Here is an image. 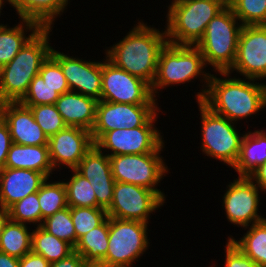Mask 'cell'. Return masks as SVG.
Segmentation results:
<instances>
[{
	"instance_id": "ee69618b",
	"label": "cell",
	"mask_w": 266,
	"mask_h": 267,
	"mask_svg": "<svg viewBox=\"0 0 266 267\" xmlns=\"http://www.w3.org/2000/svg\"><path fill=\"white\" fill-rule=\"evenodd\" d=\"M260 189L266 193V162L256 168L249 176H248Z\"/></svg>"
},
{
	"instance_id": "f546056e",
	"label": "cell",
	"mask_w": 266,
	"mask_h": 267,
	"mask_svg": "<svg viewBox=\"0 0 266 267\" xmlns=\"http://www.w3.org/2000/svg\"><path fill=\"white\" fill-rule=\"evenodd\" d=\"M68 181L63 179L66 188L68 207H97V200L91 183L76 169H71Z\"/></svg>"
},
{
	"instance_id": "484cf974",
	"label": "cell",
	"mask_w": 266,
	"mask_h": 267,
	"mask_svg": "<svg viewBox=\"0 0 266 267\" xmlns=\"http://www.w3.org/2000/svg\"><path fill=\"white\" fill-rule=\"evenodd\" d=\"M244 229L248 230L239 240L233 236H228L227 239L259 267H266V219Z\"/></svg>"
},
{
	"instance_id": "7c38bea8",
	"label": "cell",
	"mask_w": 266,
	"mask_h": 267,
	"mask_svg": "<svg viewBox=\"0 0 266 267\" xmlns=\"http://www.w3.org/2000/svg\"><path fill=\"white\" fill-rule=\"evenodd\" d=\"M165 202L155 191L131 183L115 182L113 199L106 210L108 217L136 220L149 224L151 213Z\"/></svg>"
},
{
	"instance_id": "8d00e7d4",
	"label": "cell",
	"mask_w": 266,
	"mask_h": 267,
	"mask_svg": "<svg viewBox=\"0 0 266 267\" xmlns=\"http://www.w3.org/2000/svg\"><path fill=\"white\" fill-rule=\"evenodd\" d=\"M75 169L81 175L112 174L109 156L95 145L85 154Z\"/></svg>"
},
{
	"instance_id": "ffe728a7",
	"label": "cell",
	"mask_w": 266,
	"mask_h": 267,
	"mask_svg": "<svg viewBox=\"0 0 266 267\" xmlns=\"http://www.w3.org/2000/svg\"><path fill=\"white\" fill-rule=\"evenodd\" d=\"M98 100L69 91L59 96L55 103L64 123L70 127H80L91 132L96 118Z\"/></svg>"
},
{
	"instance_id": "836d02e7",
	"label": "cell",
	"mask_w": 266,
	"mask_h": 267,
	"mask_svg": "<svg viewBox=\"0 0 266 267\" xmlns=\"http://www.w3.org/2000/svg\"><path fill=\"white\" fill-rule=\"evenodd\" d=\"M231 9L243 26L266 25V0H233Z\"/></svg>"
},
{
	"instance_id": "f35d334b",
	"label": "cell",
	"mask_w": 266,
	"mask_h": 267,
	"mask_svg": "<svg viewBox=\"0 0 266 267\" xmlns=\"http://www.w3.org/2000/svg\"><path fill=\"white\" fill-rule=\"evenodd\" d=\"M39 74L45 84L54 88L60 95L70 91L60 64L51 55L42 63Z\"/></svg>"
},
{
	"instance_id": "4316f807",
	"label": "cell",
	"mask_w": 266,
	"mask_h": 267,
	"mask_svg": "<svg viewBox=\"0 0 266 267\" xmlns=\"http://www.w3.org/2000/svg\"><path fill=\"white\" fill-rule=\"evenodd\" d=\"M28 227L9 219L0 237V251L18 259L31 252L32 232Z\"/></svg>"
},
{
	"instance_id": "c3c4849f",
	"label": "cell",
	"mask_w": 266,
	"mask_h": 267,
	"mask_svg": "<svg viewBox=\"0 0 266 267\" xmlns=\"http://www.w3.org/2000/svg\"><path fill=\"white\" fill-rule=\"evenodd\" d=\"M6 2L10 6H12V0H0V17H1V12H2L1 10H3L2 8H4L3 6H5ZM0 25H2V23H0Z\"/></svg>"
},
{
	"instance_id": "7dc6e473",
	"label": "cell",
	"mask_w": 266,
	"mask_h": 267,
	"mask_svg": "<svg viewBox=\"0 0 266 267\" xmlns=\"http://www.w3.org/2000/svg\"><path fill=\"white\" fill-rule=\"evenodd\" d=\"M212 2H217L220 4L223 8L231 7L233 0H207Z\"/></svg>"
},
{
	"instance_id": "603a6c76",
	"label": "cell",
	"mask_w": 266,
	"mask_h": 267,
	"mask_svg": "<svg viewBox=\"0 0 266 267\" xmlns=\"http://www.w3.org/2000/svg\"><path fill=\"white\" fill-rule=\"evenodd\" d=\"M265 162L266 129L245 132L238 159L232 168L238 176H249Z\"/></svg>"
},
{
	"instance_id": "d590c367",
	"label": "cell",
	"mask_w": 266,
	"mask_h": 267,
	"mask_svg": "<svg viewBox=\"0 0 266 267\" xmlns=\"http://www.w3.org/2000/svg\"><path fill=\"white\" fill-rule=\"evenodd\" d=\"M59 96L60 94L45 84L40 74H37L31 81L27 93L19 102L27 107L55 104Z\"/></svg>"
},
{
	"instance_id": "3957f363",
	"label": "cell",
	"mask_w": 266,
	"mask_h": 267,
	"mask_svg": "<svg viewBox=\"0 0 266 267\" xmlns=\"http://www.w3.org/2000/svg\"><path fill=\"white\" fill-rule=\"evenodd\" d=\"M204 69L206 70V65L196 45H176L167 42L160 50L156 74L151 85L154 98L159 97L160 90L162 92L166 87L193 82L199 78L202 81V89L195 94V98L196 102H202L211 75V72L206 73L207 70Z\"/></svg>"
},
{
	"instance_id": "60d3db41",
	"label": "cell",
	"mask_w": 266,
	"mask_h": 267,
	"mask_svg": "<svg viewBox=\"0 0 266 267\" xmlns=\"http://www.w3.org/2000/svg\"><path fill=\"white\" fill-rule=\"evenodd\" d=\"M12 143L8 125L0 116V170L5 168L7 154Z\"/></svg>"
},
{
	"instance_id": "e0dca14e",
	"label": "cell",
	"mask_w": 266,
	"mask_h": 267,
	"mask_svg": "<svg viewBox=\"0 0 266 267\" xmlns=\"http://www.w3.org/2000/svg\"><path fill=\"white\" fill-rule=\"evenodd\" d=\"M93 145L91 132L80 127L67 126L52 135L48 140V148L54 170H61L62 166L75 169Z\"/></svg>"
},
{
	"instance_id": "1f68e13d",
	"label": "cell",
	"mask_w": 266,
	"mask_h": 267,
	"mask_svg": "<svg viewBox=\"0 0 266 267\" xmlns=\"http://www.w3.org/2000/svg\"><path fill=\"white\" fill-rule=\"evenodd\" d=\"M7 213L9 219L13 222L34 225V227L41 226V209L39 206L38 192L32 193L14 203L7 209Z\"/></svg>"
},
{
	"instance_id": "8fae6325",
	"label": "cell",
	"mask_w": 266,
	"mask_h": 267,
	"mask_svg": "<svg viewBox=\"0 0 266 267\" xmlns=\"http://www.w3.org/2000/svg\"><path fill=\"white\" fill-rule=\"evenodd\" d=\"M151 85L139 77L102 61V93L100 101L135 105H159Z\"/></svg>"
},
{
	"instance_id": "4dcf8cb0",
	"label": "cell",
	"mask_w": 266,
	"mask_h": 267,
	"mask_svg": "<svg viewBox=\"0 0 266 267\" xmlns=\"http://www.w3.org/2000/svg\"><path fill=\"white\" fill-rule=\"evenodd\" d=\"M42 227L55 237L76 246V231L71 217V207H66L44 219Z\"/></svg>"
},
{
	"instance_id": "7bdbcfd3",
	"label": "cell",
	"mask_w": 266,
	"mask_h": 267,
	"mask_svg": "<svg viewBox=\"0 0 266 267\" xmlns=\"http://www.w3.org/2000/svg\"><path fill=\"white\" fill-rule=\"evenodd\" d=\"M20 267H49L50 263L41 255L32 251L19 259Z\"/></svg>"
},
{
	"instance_id": "2e32d148",
	"label": "cell",
	"mask_w": 266,
	"mask_h": 267,
	"mask_svg": "<svg viewBox=\"0 0 266 267\" xmlns=\"http://www.w3.org/2000/svg\"><path fill=\"white\" fill-rule=\"evenodd\" d=\"M50 55L60 64L70 91L90 96L98 101L102 93V62L86 61L69 53L51 49Z\"/></svg>"
},
{
	"instance_id": "d4e9b609",
	"label": "cell",
	"mask_w": 266,
	"mask_h": 267,
	"mask_svg": "<svg viewBox=\"0 0 266 267\" xmlns=\"http://www.w3.org/2000/svg\"><path fill=\"white\" fill-rule=\"evenodd\" d=\"M109 217L83 235L74 247L90 267H98L106 258L109 242Z\"/></svg>"
},
{
	"instance_id": "e575fe53",
	"label": "cell",
	"mask_w": 266,
	"mask_h": 267,
	"mask_svg": "<svg viewBox=\"0 0 266 267\" xmlns=\"http://www.w3.org/2000/svg\"><path fill=\"white\" fill-rule=\"evenodd\" d=\"M29 108L48 138L67 127L55 104L36 105Z\"/></svg>"
},
{
	"instance_id": "ba28073f",
	"label": "cell",
	"mask_w": 266,
	"mask_h": 267,
	"mask_svg": "<svg viewBox=\"0 0 266 267\" xmlns=\"http://www.w3.org/2000/svg\"><path fill=\"white\" fill-rule=\"evenodd\" d=\"M148 225L141 221L109 217L108 250L98 267L134 266L133 263L140 260L150 246Z\"/></svg>"
},
{
	"instance_id": "9c48e42d",
	"label": "cell",
	"mask_w": 266,
	"mask_h": 267,
	"mask_svg": "<svg viewBox=\"0 0 266 267\" xmlns=\"http://www.w3.org/2000/svg\"><path fill=\"white\" fill-rule=\"evenodd\" d=\"M164 148L165 142L152 153L109 156L114 180L155 191L165 201L164 191L157 187L169 173L165 159L161 156Z\"/></svg>"
},
{
	"instance_id": "8992f818",
	"label": "cell",
	"mask_w": 266,
	"mask_h": 267,
	"mask_svg": "<svg viewBox=\"0 0 266 267\" xmlns=\"http://www.w3.org/2000/svg\"><path fill=\"white\" fill-rule=\"evenodd\" d=\"M167 7V42L176 45H196L208 23L223 9L207 0H172Z\"/></svg>"
},
{
	"instance_id": "7402d4cb",
	"label": "cell",
	"mask_w": 266,
	"mask_h": 267,
	"mask_svg": "<svg viewBox=\"0 0 266 267\" xmlns=\"http://www.w3.org/2000/svg\"><path fill=\"white\" fill-rule=\"evenodd\" d=\"M19 19V23L13 27L8 24L0 25V68L11 62L24 45L42 28L36 21Z\"/></svg>"
},
{
	"instance_id": "f1b7e54d",
	"label": "cell",
	"mask_w": 266,
	"mask_h": 267,
	"mask_svg": "<svg viewBox=\"0 0 266 267\" xmlns=\"http://www.w3.org/2000/svg\"><path fill=\"white\" fill-rule=\"evenodd\" d=\"M38 199L41 209V226L44 219L68 207L66 188L60 179L59 181H49L47 178L38 191Z\"/></svg>"
},
{
	"instance_id": "5bb4252c",
	"label": "cell",
	"mask_w": 266,
	"mask_h": 267,
	"mask_svg": "<svg viewBox=\"0 0 266 267\" xmlns=\"http://www.w3.org/2000/svg\"><path fill=\"white\" fill-rule=\"evenodd\" d=\"M247 79L266 80V25L243 26L236 58L229 73Z\"/></svg>"
},
{
	"instance_id": "4fadbf2b",
	"label": "cell",
	"mask_w": 266,
	"mask_h": 267,
	"mask_svg": "<svg viewBox=\"0 0 266 267\" xmlns=\"http://www.w3.org/2000/svg\"><path fill=\"white\" fill-rule=\"evenodd\" d=\"M260 192L263 191L248 176H238L227 184L225 194L222 195V208L227 221L246 228L265 220L264 215L258 213L262 204Z\"/></svg>"
},
{
	"instance_id": "ab89813d",
	"label": "cell",
	"mask_w": 266,
	"mask_h": 267,
	"mask_svg": "<svg viewBox=\"0 0 266 267\" xmlns=\"http://www.w3.org/2000/svg\"><path fill=\"white\" fill-rule=\"evenodd\" d=\"M224 267H259L245 255L230 239L226 241ZM216 264L209 267H215Z\"/></svg>"
},
{
	"instance_id": "6da1fadb",
	"label": "cell",
	"mask_w": 266,
	"mask_h": 267,
	"mask_svg": "<svg viewBox=\"0 0 266 267\" xmlns=\"http://www.w3.org/2000/svg\"><path fill=\"white\" fill-rule=\"evenodd\" d=\"M215 73L216 75H210L208 88L202 100L213 113L238 123L266 108L265 82L232 77L229 72Z\"/></svg>"
},
{
	"instance_id": "bcb514c9",
	"label": "cell",
	"mask_w": 266,
	"mask_h": 267,
	"mask_svg": "<svg viewBox=\"0 0 266 267\" xmlns=\"http://www.w3.org/2000/svg\"><path fill=\"white\" fill-rule=\"evenodd\" d=\"M8 220L9 216L7 210H3L2 208H0V237L3 232V228Z\"/></svg>"
},
{
	"instance_id": "52a82bcc",
	"label": "cell",
	"mask_w": 266,
	"mask_h": 267,
	"mask_svg": "<svg viewBox=\"0 0 266 267\" xmlns=\"http://www.w3.org/2000/svg\"><path fill=\"white\" fill-rule=\"evenodd\" d=\"M201 120L200 150L207 156L233 167L238 159L245 133L236 128L237 123L213 113L202 102H197Z\"/></svg>"
},
{
	"instance_id": "cb8c5ba5",
	"label": "cell",
	"mask_w": 266,
	"mask_h": 267,
	"mask_svg": "<svg viewBox=\"0 0 266 267\" xmlns=\"http://www.w3.org/2000/svg\"><path fill=\"white\" fill-rule=\"evenodd\" d=\"M68 4L70 0H12L19 18L36 21L42 27H53L55 19L61 17Z\"/></svg>"
},
{
	"instance_id": "30bf717a",
	"label": "cell",
	"mask_w": 266,
	"mask_h": 267,
	"mask_svg": "<svg viewBox=\"0 0 266 267\" xmlns=\"http://www.w3.org/2000/svg\"><path fill=\"white\" fill-rule=\"evenodd\" d=\"M159 112L160 109L143 126L105 132L94 145L108 156L155 152L165 141L154 125Z\"/></svg>"
},
{
	"instance_id": "ac0fdd59",
	"label": "cell",
	"mask_w": 266,
	"mask_h": 267,
	"mask_svg": "<svg viewBox=\"0 0 266 267\" xmlns=\"http://www.w3.org/2000/svg\"><path fill=\"white\" fill-rule=\"evenodd\" d=\"M0 116L8 125L13 143L48 145L49 138L35 121L29 107L20 102H3L0 103Z\"/></svg>"
},
{
	"instance_id": "44dd1931",
	"label": "cell",
	"mask_w": 266,
	"mask_h": 267,
	"mask_svg": "<svg viewBox=\"0 0 266 267\" xmlns=\"http://www.w3.org/2000/svg\"><path fill=\"white\" fill-rule=\"evenodd\" d=\"M5 167L33 170L43 173L47 178H52L55 171L51 164L48 145L27 146L12 143Z\"/></svg>"
},
{
	"instance_id": "7a4b0ae2",
	"label": "cell",
	"mask_w": 266,
	"mask_h": 267,
	"mask_svg": "<svg viewBox=\"0 0 266 267\" xmlns=\"http://www.w3.org/2000/svg\"><path fill=\"white\" fill-rule=\"evenodd\" d=\"M163 30L138 19L123 39L104 50L105 58L152 85L160 50L167 43L166 30Z\"/></svg>"
},
{
	"instance_id": "d6a6232c",
	"label": "cell",
	"mask_w": 266,
	"mask_h": 267,
	"mask_svg": "<svg viewBox=\"0 0 266 267\" xmlns=\"http://www.w3.org/2000/svg\"><path fill=\"white\" fill-rule=\"evenodd\" d=\"M71 217L76 231V244L78 240L101 225L107 218V211L97 207H71Z\"/></svg>"
},
{
	"instance_id": "9a60e30c",
	"label": "cell",
	"mask_w": 266,
	"mask_h": 267,
	"mask_svg": "<svg viewBox=\"0 0 266 267\" xmlns=\"http://www.w3.org/2000/svg\"><path fill=\"white\" fill-rule=\"evenodd\" d=\"M159 105L122 104L98 101L96 118L91 130L95 143L105 132L143 126L159 109Z\"/></svg>"
},
{
	"instance_id": "277c9868",
	"label": "cell",
	"mask_w": 266,
	"mask_h": 267,
	"mask_svg": "<svg viewBox=\"0 0 266 267\" xmlns=\"http://www.w3.org/2000/svg\"><path fill=\"white\" fill-rule=\"evenodd\" d=\"M52 30L53 27H42L11 62L0 68V103L19 102L27 93L31 81L51 53Z\"/></svg>"
},
{
	"instance_id": "d6986e66",
	"label": "cell",
	"mask_w": 266,
	"mask_h": 267,
	"mask_svg": "<svg viewBox=\"0 0 266 267\" xmlns=\"http://www.w3.org/2000/svg\"><path fill=\"white\" fill-rule=\"evenodd\" d=\"M47 177L28 169L3 168L0 170V208L7 210L26 196L38 192Z\"/></svg>"
},
{
	"instance_id": "b9f144b4",
	"label": "cell",
	"mask_w": 266,
	"mask_h": 267,
	"mask_svg": "<svg viewBox=\"0 0 266 267\" xmlns=\"http://www.w3.org/2000/svg\"><path fill=\"white\" fill-rule=\"evenodd\" d=\"M49 267H90L83 257L77 253L73 252L68 257L61 259L60 261H56L50 263Z\"/></svg>"
},
{
	"instance_id": "f6af8a7d",
	"label": "cell",
	"mask_w": 266,
	"mask_h": 267,
	"mask_svg": "<svg viewBox=\"0 0 266 267\" xmlns=\"http://www.w3.org/2000/svg\"><path fill=\"white\" fill-rule=\"evenodd\" d=\"M0 267H20L19 259L0 251Z\"/></svg>"
},
{
	"instance_id": "5b68a950",
	"label": "cell",
	"mask_w": 266,
	"mask_h": 267,
	"mask_svg": "<svg viewBox=\"0 0 266 267\" xmlns=\"http://www.w3.org/2000/svg\"><path fill=\"white\" fill-rule=\"evenodd\" d=\"M231 7L223 8L208 23L203 37L196 44L206 67L215 72H228L234 65L239 35L243 25Z\"/></svg>"
},
{
	"instance_id": "74e56055",
	"label": "cell",
	"mask_w": 266,
	"mask_h": 267,
	"mask_svg": "<svg viewBox=\"0 0 266 267\" xmlns=\"http://www.w3.org/2000/svg\"><path fill=\"white\" fill-rule=\"evenodd\" d=\"M94 190L97 208L107 210L113 199L115 180L112 174L83 175Z\"/></svg>"
},
{
	"instance_id": "83f0119b",
	"label": "cell",
	"mask_w": 266,
	"mask_h": 267,
	"mask_svg": "<svg viewBox=\"0 0 266 267\" xmlns=\"http://www.w3.org/2000/svg\"><path fill=\"white\" fill-rule=\"evenodd\" d=\"M31 251L53 263L68 257L74 252V248L68 242L47 232L42 226H37L32 229Z\"/></svg>"
}]
</instances>
